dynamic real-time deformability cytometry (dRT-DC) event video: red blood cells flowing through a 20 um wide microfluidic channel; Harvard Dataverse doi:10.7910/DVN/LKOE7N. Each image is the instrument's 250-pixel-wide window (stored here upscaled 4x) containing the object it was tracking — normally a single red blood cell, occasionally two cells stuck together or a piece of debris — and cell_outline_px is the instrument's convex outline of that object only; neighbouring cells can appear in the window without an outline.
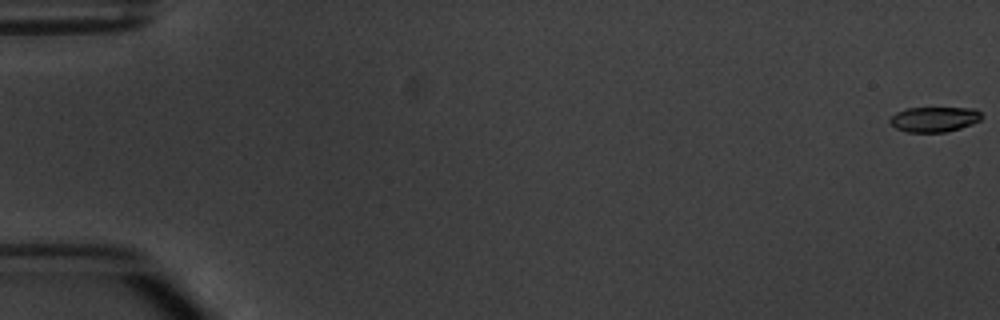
{"species": "common noctule bat (a hibernating species)", "species_latin": "Nyctalus noctula", "temperature_condition": "warm", "stored_images_in_passage": 9, "camera_frame_rate_fps": 3000, "um_per_image_px": 0.085, "animal": {"sex": "male", "body_mass_g": 20.1, "forearm_length_mm": 53.5}, "frame": {"image": 1, "passage_image": 1, "time_ms": 0.0, "image_size_px": [1000, 320], "cell_outline_px": [[984, 116], [980, 120], [972, 124], [960, 128], [944, 132], [908, 132], [896, 128], [888, 120], [896, 112], [908, 108], [976, 108]], "centroid_in_image_um": [79.44, 10.13], "position_along_channel_um": 5.6, "area_um2": 13.41}}
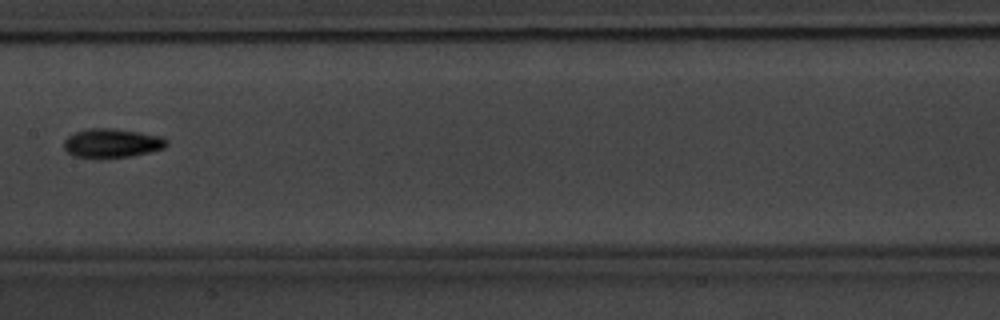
{"frame": {"image": 2, "passage_image": 8, "time_ms": 9.333, "image_size_px": [1000, 320], "cell_outline_px": [[168, 144], [164, 148], [132, 156], [72, 156], [64, 148], [64, 140], [68, 136], [76, 132], [88, 128], [112, 128], [140, 132], [160, 136], [168, 140]], "centroid_in_image_um": [9.53, 12.13], "position_along_channel_um": 197.9, "area_um2": 16.94}}
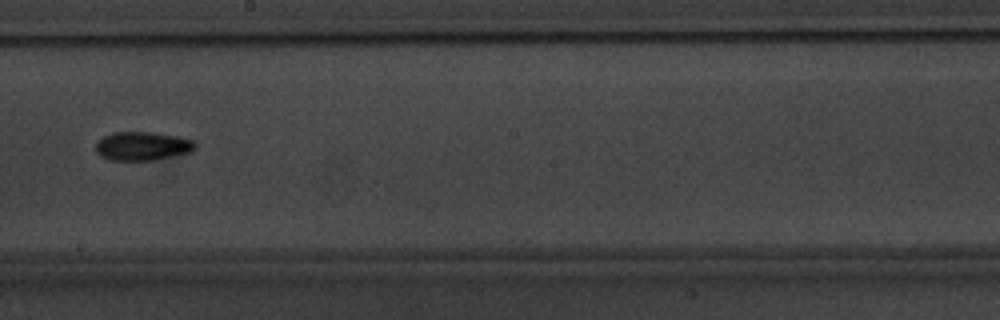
{"frame": {"image": 3, "passage_image": 9, "time_ms": 10.333, "image_size_px": [1000, 320], "cell_outline_px": [[196, 148], [192, 152], [152, 160], [108, 160], [100, 156], [96, 152], [96, 144], [104, 136], [112, 132], [152, 132], [176, 136], [196, 140]], "centroid_in_image_um": [12.13, 12.41], "position_along_channel_um": 236.1, "area_um2": 16.7}}